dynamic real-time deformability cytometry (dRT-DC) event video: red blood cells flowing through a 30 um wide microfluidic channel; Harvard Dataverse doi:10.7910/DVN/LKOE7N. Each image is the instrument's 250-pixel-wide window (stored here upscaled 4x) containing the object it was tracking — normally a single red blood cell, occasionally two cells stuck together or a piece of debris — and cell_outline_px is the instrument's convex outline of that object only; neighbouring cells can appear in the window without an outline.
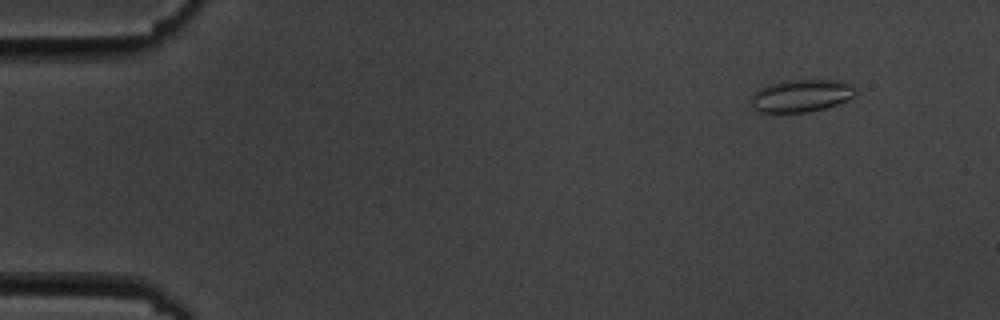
{"species": "common noctule bat (a hibernating species)", "species_latin": "Nyctalus noctula", "temperature_condition": "cold", "stored_images_in_passage": 7, "camera_frame_rate_fps": 3000, "um_per_image_px": 0.085, "animal": {"sex": "male", "body_mass_g": 19.5, "forearm_length_mm": 54.6}, "frame": {"image": 1, "passage_image": 2, "time_ms": 1.333, "image_size_px": [1000, 320], "cell_outline_px": [[856, 92], [848, 100], [824, 108], [808, 112], [760, 112], [752, 108], [752, 96], [760, 88], [768, 84], [784, 80], [836, 80], [852, 84], [856, 88]], "centroid_in_image_um": [68.11, 8.12], "position_along_channel_um": 16.9, "area_um2": 19.71}}
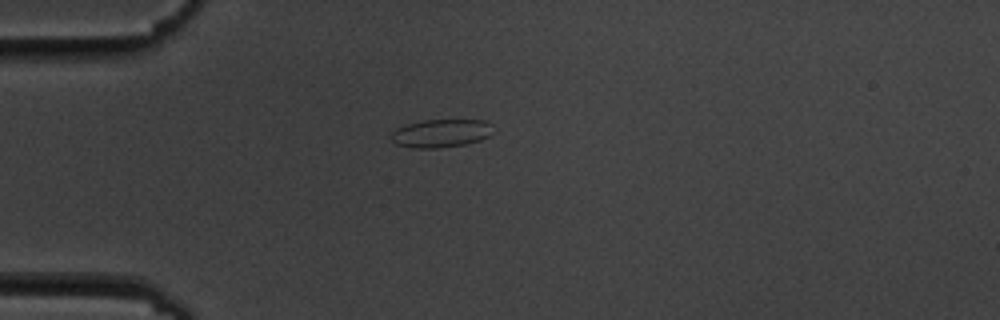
{"frame": {"image": 2, "passage_image": 5, "time_ms": 4.667, "image_size_px": [1000, 320], "cell_outline_px": [[496, 132], [480, 140], [464, 144], [436, 148], [412, 148], [396, 144], [388, 136], [396, 128], [408, 124], [424, 120], [484, 120], [492, 124]], "centroid_in_image_um": [37.5, 11.32], "position_along_channel_um": 47.5, "area_um2": 16.88}}
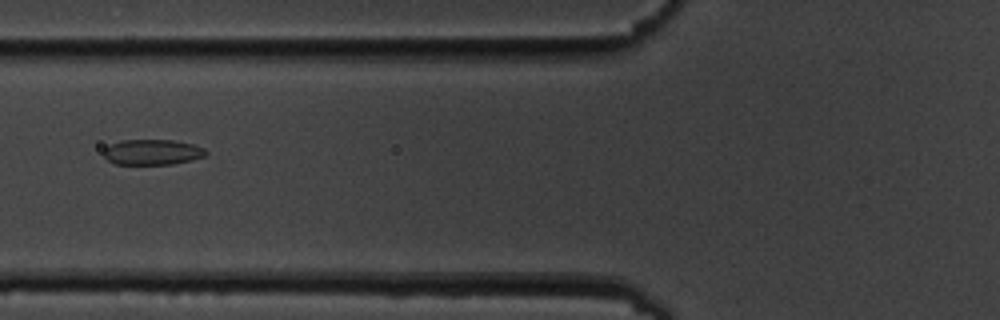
{"frame": {"image": 3, "passage_image": 7, "time_ms": 7.0, "image_size_px": [1000, 320], "cell_outline_px": [[208, 152], [204, 156], [172, 164], [112, 164], [104, 156], [104, 148], [120, 140], [172, 140], [192, 144], [204, 148]], "centroid_in_image_um": [12.91, 12.93], "position_along_channel_um": 112.9, "area_um2": 15.03}}